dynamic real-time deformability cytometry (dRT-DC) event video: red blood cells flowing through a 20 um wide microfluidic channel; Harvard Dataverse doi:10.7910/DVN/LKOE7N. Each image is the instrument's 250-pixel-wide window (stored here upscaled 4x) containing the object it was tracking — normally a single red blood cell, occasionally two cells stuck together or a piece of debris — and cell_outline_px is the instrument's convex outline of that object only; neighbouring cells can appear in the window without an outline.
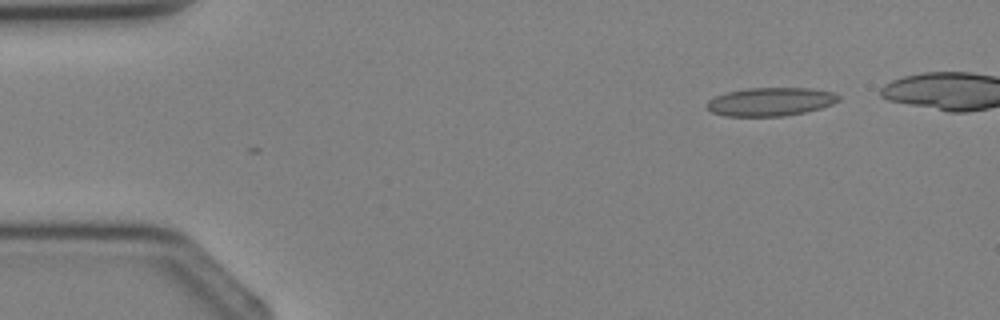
{"species": "Egyptian fruit bat (a non-hibernating species)", "species_latin": "Rousettus aegyptiacus", "temperature_condition": "cold", "stored_images_in_passage": 3, "camera_frame_rate_fps": 3000, "um_per_image_px": 0.085, "animal": {"sex": "female"}, "frame": {"image": 1, "passage_image": 3, "time_ms": 2.333, "image_size_px": [1000, 320], "cell_outline_px": [[840, 100], [832, 104], [820, 108], [804, 112], [784, 116], [724, 116], [712, 112], [708, 108], [708, 100], [716, 96], [728, 92], [748, 88], [812, 88], [832, 92], [840, 96]], "centroid_in_image_um": [65.52, 8.64], "position_along_channel_um": 19.5, "area_um2": 21.68}}